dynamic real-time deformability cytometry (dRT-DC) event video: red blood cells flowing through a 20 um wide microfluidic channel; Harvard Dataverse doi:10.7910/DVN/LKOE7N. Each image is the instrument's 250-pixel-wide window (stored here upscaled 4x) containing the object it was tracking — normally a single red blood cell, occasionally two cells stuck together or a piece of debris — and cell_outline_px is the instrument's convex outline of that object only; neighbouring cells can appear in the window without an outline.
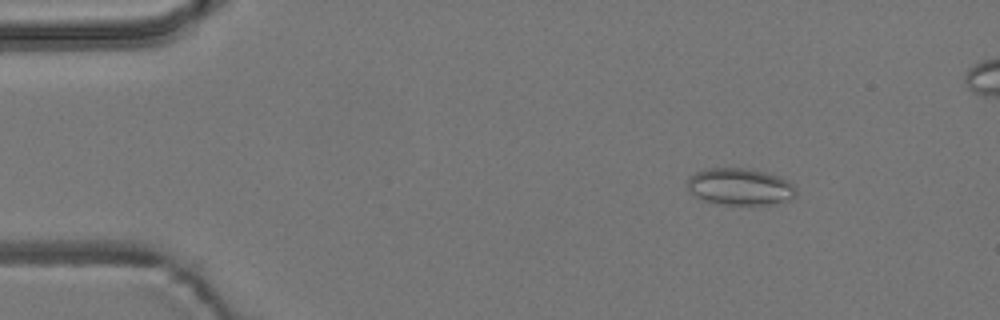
{"species": "common noctule bat (a hibernating species)", "species_latin": "Nyctalus noctula", "temperature_condition": "room temperature", "stored_images_in_passage": 6, "camera_frame_rate_fps": 3000, "um_per_image_px": 0.085, "animal": {"sex": "male", "body_mass_g": 19.2, "forearm_length_mm": 51.8}, "frame": {"image": 1, "passage_image": 2, "time_ms": 1.333, "image_size_px": [1000, 320], "cell_outline_px": [[796, 196], [792, 200], [776, 204], [752, 208], [724, 204], [704, 200], [696, 196], [688, 188], [688, 176], [696, 172], [708, 168], [744, 168], [764, 172], [788, 180], [796, 188]], "centroid_in_image_um": [62.96, 15.92], "position_along_channel_um": 22.0, "area_um2": 23.99}}